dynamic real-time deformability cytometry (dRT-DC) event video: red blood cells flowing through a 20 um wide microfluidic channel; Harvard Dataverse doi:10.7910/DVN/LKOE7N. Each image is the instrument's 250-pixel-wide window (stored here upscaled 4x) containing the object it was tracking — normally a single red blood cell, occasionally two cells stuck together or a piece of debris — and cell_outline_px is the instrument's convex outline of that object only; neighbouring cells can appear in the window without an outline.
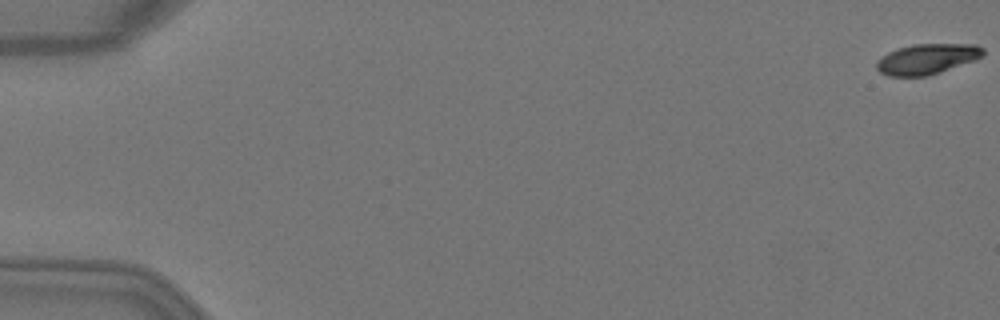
{"species": "Egyptian fruit bat (a non-hibernating species)", "species_latin": "Rousettus aegyptiacus", "temperature_condition": "warm", "stored_images_in_passage": 6, "camera_frame_rate_fps": 3000, "um_per_image_px": 0.085, "animal": {"sex": "female"}, "frame": {"image": 1, "passage_image": 1, "time_ms": 0.0, "image_size_px": [1000, 320], "cell_outline_px": [[984, 56], [976, 60], [928, 76], [888, 76], [880, 72], [876, 68], [876, 60], [888, 52], [912, 44], [976, 44], [984, 48]], "centroid_in_image_um": [78.81, 5.01], "position_along_channel_um": 6.2, "area_um2": 19.02}}
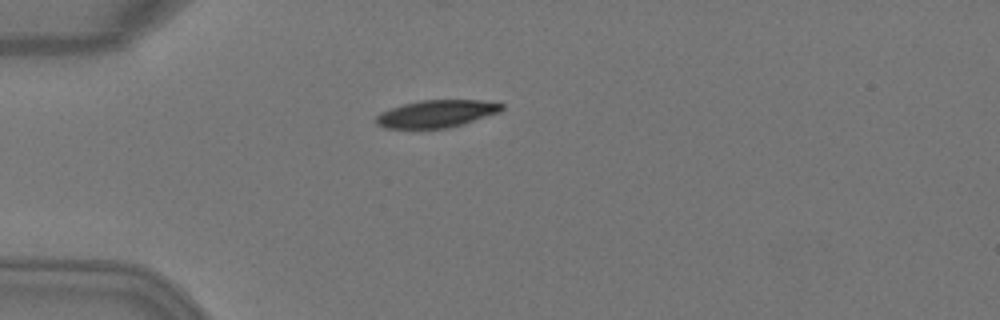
{"frame": {"image": 2, "passage_image": 5, "time_ms": 1.333, "image_size_px": [1000, 320], "cell_outline_px": [[504, 108], [500, 112], [464, 124], [448, 128], [384, 128], [376, 124], [376, 116], [380, 112], [404, 104], [420, 100], [480, 100], [504, 104]], "centroid_in_image_um": [37.12, 9.67], "position_along_channel_um": 47.9, "area_um2": 20.06}}